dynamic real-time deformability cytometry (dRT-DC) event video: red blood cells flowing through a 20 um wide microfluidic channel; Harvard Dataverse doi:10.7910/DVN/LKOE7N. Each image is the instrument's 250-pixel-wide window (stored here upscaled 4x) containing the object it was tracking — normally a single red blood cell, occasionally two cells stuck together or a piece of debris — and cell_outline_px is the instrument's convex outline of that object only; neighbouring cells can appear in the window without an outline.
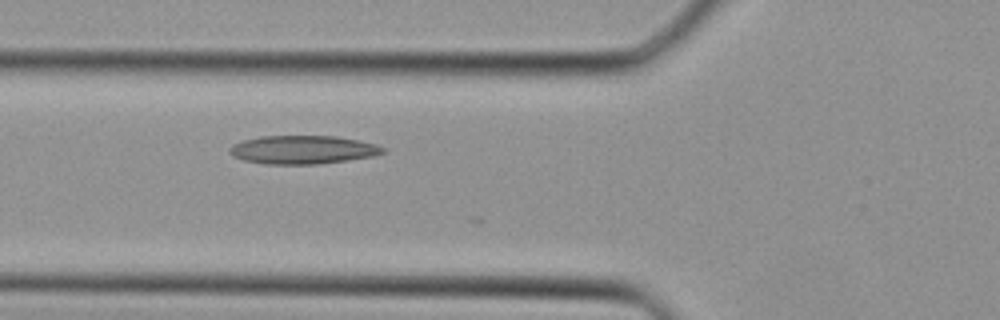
{"species": "Egyptian fruit bat (a non-hibernating species)", "species_latin": "Rousettus aegyptiacus", "temperature_condition": "cold", "stored_images_in_passage": 5, "camera_frame_rate_fps": 3000, "um_per_image_px": 0.085, "animal": {"sex": "female"}, "frame": {"image": 1, "passage_image": 2, "time_ms": 0.333, "image_size_px": [1000, 320], "cell_outline_px": [[388, 152], [372, 156], [348, 160], [316, 164], [264, 164], [244, 160], [232, 156], [228, 152], [228, 148], [232, 144], [244, 140], [260, 136], [336, 136], [376, 144], [388, 148]], "centroid_in_image_um": [25.74, 12.73], "position_along_channel_um": 100.1, "area_um2": 25.55}}